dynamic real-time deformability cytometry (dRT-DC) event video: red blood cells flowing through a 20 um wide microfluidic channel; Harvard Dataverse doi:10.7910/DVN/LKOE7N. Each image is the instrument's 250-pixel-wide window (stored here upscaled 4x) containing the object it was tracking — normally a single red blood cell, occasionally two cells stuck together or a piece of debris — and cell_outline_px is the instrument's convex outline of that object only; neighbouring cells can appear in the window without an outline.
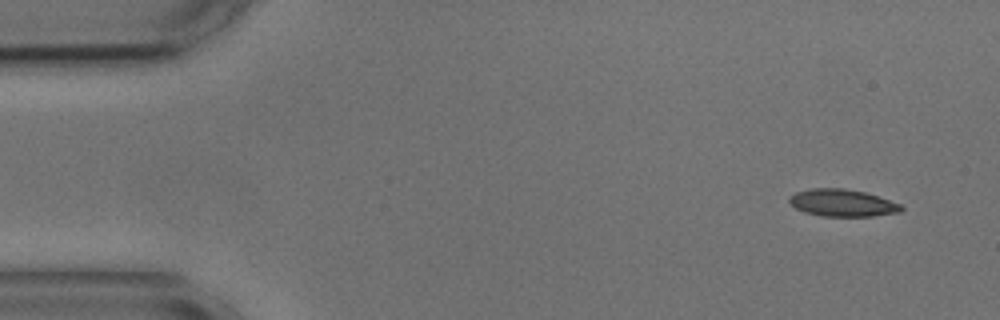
{"species": "common noctule bat (a hibernating species)", "species_latin": "Nyctalus noctula", "temperature_condition": "cold", "stored_images_in_passage": 4, "camera_frame_rate_fps": 3000, "um_per_image_px": 0.085, "animal": {"sex": "male", "body_mass_g": 17.9, "forearm_length_mm": 54.2}, "frame": {"image": 1, "passage_image": 1, "time_ms": 0.0, "image_size_px": [1000, 320], "cell_outline_px": [[904, 208], [900, 212], [872, 216], [820, 216], [804, 212], [796, 208], [788, 200], [788, 196], [796, 192], [812, 188], [844, 188], [864, 192], [900, 204]], "centroid_in_image_um": [71.56, 17.25], "position_along_channel_um": 13.4, "area_um2": 17.63}}
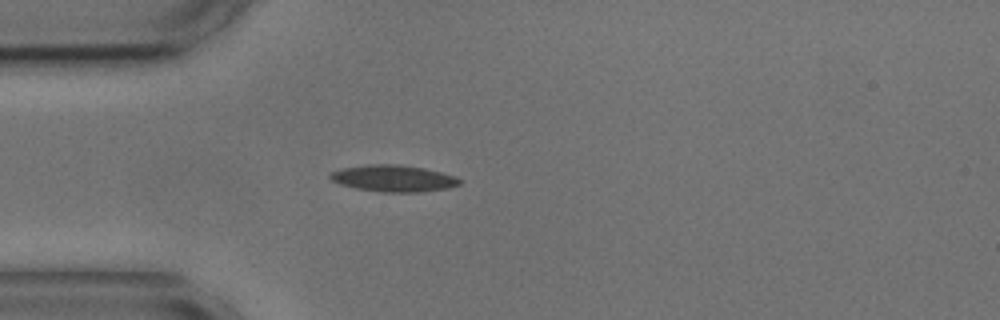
{"frame": {"image": 2, "passage_image": 4, "time_ms": 3.667, "image_size_px": [1000, 320], "cell_outline_px": [[464, 180], [460, 184], [448, 188], [420, 192], [380, 192], [356, 188], [340, 184], [332, 180], [328, 176], [328, 172], [340, 168], [368, 164], [400, 164], [424, 168], [456, 176]], "centroid_in_image_um": [33.43, 15.15], "position_along_channel_um": 51.6, "area_um2": 20.35}}